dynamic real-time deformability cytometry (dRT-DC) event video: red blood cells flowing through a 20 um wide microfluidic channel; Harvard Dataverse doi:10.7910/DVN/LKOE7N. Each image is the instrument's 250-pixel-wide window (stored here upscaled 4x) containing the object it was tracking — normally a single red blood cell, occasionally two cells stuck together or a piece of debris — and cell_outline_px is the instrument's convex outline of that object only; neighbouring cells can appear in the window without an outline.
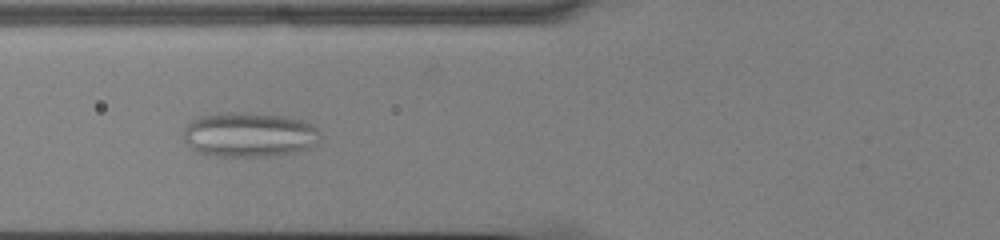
{"species": "common noctule bat (a hibernating species)", "species_latin": "Nyctalus noctula", "temperature_condition": "cold", "stored_images_in_passage": 57, "camera_frame_rate_fps": 3000, "um_per_image_px": 0.085, "animal": {"sex": "male", "body_mass_g": 13.0, "forearm_length_mm": 53.1}, "frame": {"image": 1, "passage_image": 24, "time_ms": 7.667, "image_size_px": [1000, 240], "cell_outline_px": [[320, 140], [316, 144], [308, 148], [292, 152], [268, 156], [216, 156], [200, 152], [192, 148], [184, 140], [184, 128], [192, 120], [200, 116], [220, 112], [248, 112], [288, 116], [304, 120], [312, 124], [320, 132]], "centroid_in_image_um": [21.21, 11.42], "position_along_channel_um": 104.6, "area_um2": 35.84}}
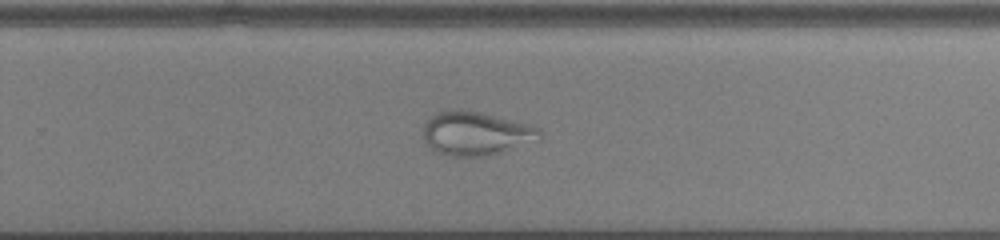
{"frame": {"image": 2, "passage_image": 39, "time_ms": 12.667, "image_size_px": [1000, 240], "cell_outline_px": [[540, 140], [488, 156], [448, 156], [436, 152], [424, 140], [424, 124], [436, 112], [452, 108], [460, 108], [480, 112], [532, 124], [540, 128]], "centroid_in_image_um": [40.47, 11.32], "position_along_channel_um": 289.3, "area_um2": 30.0}}
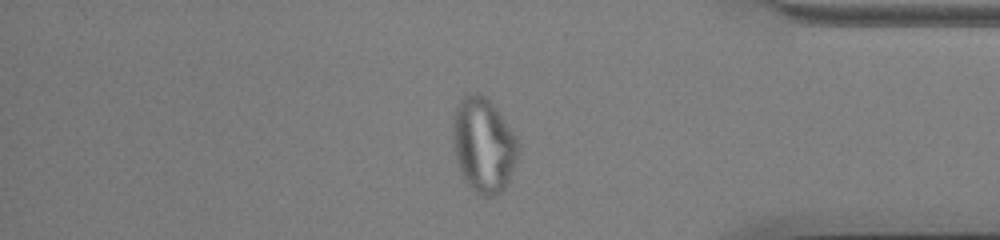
{"frame": {"image": 3, "passage_image": 49, "time_ms": 16.0, "image_size_px": [1000, 240], "cell_outline_px": [[520, 148], [516, 160], [508, 180], [504, 188], [496, 196], [480, 196], [464, 180], [456, 160], [452, 144], [452, 128], [456, 108], [460, 100], [464, 96], [472, 92], [480, 92], [496, 108], [516, 136], [520, 144]], "centroid_in_image_um": [41.09, 12.32], "position_along_channel_um": 394.1, "area_um2": 36.07}}